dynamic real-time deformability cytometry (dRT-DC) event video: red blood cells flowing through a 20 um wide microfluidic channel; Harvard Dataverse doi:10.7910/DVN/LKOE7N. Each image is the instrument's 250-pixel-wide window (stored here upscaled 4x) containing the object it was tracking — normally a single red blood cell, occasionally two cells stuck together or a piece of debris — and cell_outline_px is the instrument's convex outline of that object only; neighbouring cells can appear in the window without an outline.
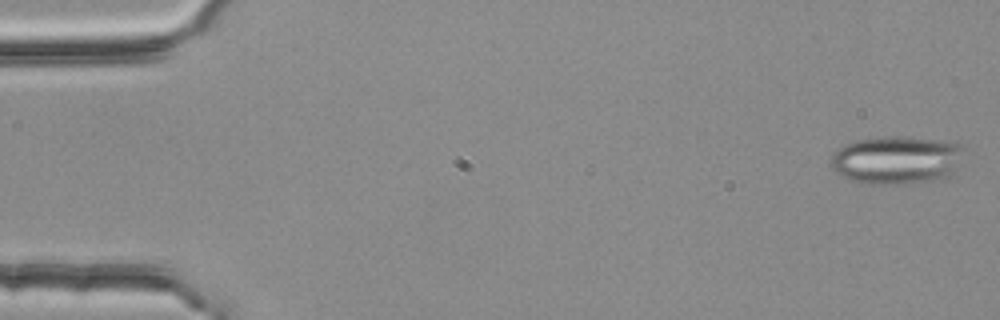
{"species": "common noctule bat (a hibernating species)", "species_latin": "Nyctalus noctula", "temperature_condition": "room temperature", "stored_images_in_passage": 54, "segment_of_instrument_passage": [1, 2], "camera_frame_rate_fps": 3000, "um_per_image_px": 0.085, "animal": {"sex": "female", "body_mass_g": 25.1}, "frame": {"image": 1, "passage_image": 1, "time_ms": 0.0, "image_size_px": [1000, 320], "cell_outline_px": [[960, 148], [948, 172], [944, 176], [936, 180], [904, 184], [864, 184], [848, 180], [840, 176], [832, 168], [832, 152], [836, 148], [844, 144], [856, 140], [884, 136], [896, 136], [936, 140], [960, 144]], "centroid_in_image_um": [75.99, 13.6], "position_along_channel_um": 9.0, "area_um2": 36.41}}